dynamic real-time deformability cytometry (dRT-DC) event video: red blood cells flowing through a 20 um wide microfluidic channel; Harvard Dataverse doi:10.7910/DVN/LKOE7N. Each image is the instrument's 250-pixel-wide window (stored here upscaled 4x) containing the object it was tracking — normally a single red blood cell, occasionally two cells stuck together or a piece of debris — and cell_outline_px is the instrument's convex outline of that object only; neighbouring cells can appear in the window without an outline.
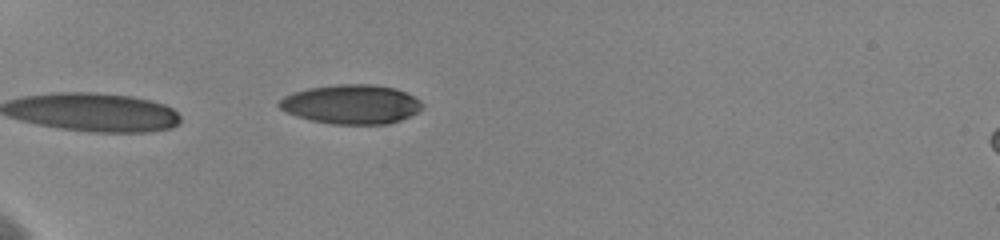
{"species": "human", "species_latin": "Homo sapiens", "temperature_condition": "cold", "stored_images_in_passage": 27, "camera_frame_rate_fps": 3000, "um_per_image_px": 0.085, "donor": {"sex": "female"}, "frame": {"image": 1, "passage_image": 1, "time_ms": 0.0, "image_size_px": [1000, 240], "cell_outline_px": [[424, 108], [400, 120], [388, 124], [332, 124], [312, 120], [296, 116], [284, 112], [276, 104], [284, 96], [292, 92], [308, 88], [336, 84], [372, 84], [396, 88], [420, 100], [424, 104]], "centroid_in_image_um": [29.84, 8.86], "position_along_channel_um": 55.2, "area_um2": 32.89}}